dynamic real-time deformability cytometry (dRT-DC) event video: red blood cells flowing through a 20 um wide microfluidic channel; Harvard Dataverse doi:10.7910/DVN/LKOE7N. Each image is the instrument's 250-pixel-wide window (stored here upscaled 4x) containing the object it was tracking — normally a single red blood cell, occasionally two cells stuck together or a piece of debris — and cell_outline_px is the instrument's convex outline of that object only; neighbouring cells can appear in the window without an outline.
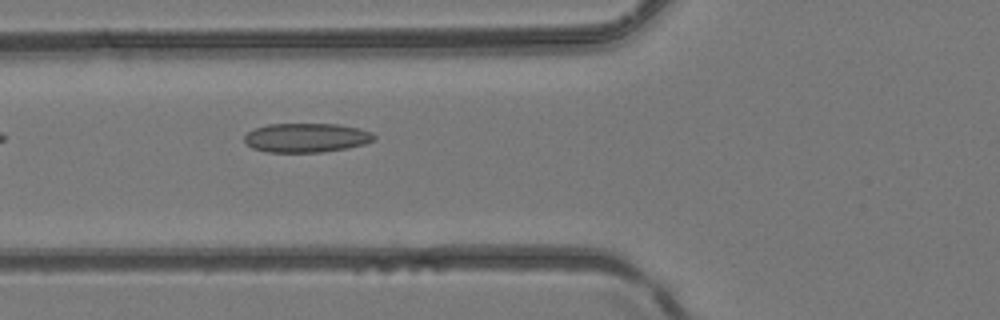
{"species": "common noctule bat (a hibernating species)", "species_latin": "Nyctalus noctula", "temperature_condition": "room temperature", "stored_images_in_passage": 3, "camera_frame_rate_fps": 3000, "um_per_image_px": 0.085, "animal": {"sex": "female", "body_mass_g": 24.6, "forearm_length_mm": 56.2}, "frame": {"image": 1, "passage_image": 3, "time_ms": 0.667, "image_size_px": [1000, 320], "cell_outline_px": [[376, 140], [364, 144], [348, 148], [324, 152], [268, 152], [252, 148], [244, 140], [244, 136], [248, 132], [256, 128], [268, 124], [340, 124], [372, 132], [376, 136]], "centroid_in_image_um": [26.07, 11.71], "position_along_channel_um": 99.7, "area_um2": 22.08}}